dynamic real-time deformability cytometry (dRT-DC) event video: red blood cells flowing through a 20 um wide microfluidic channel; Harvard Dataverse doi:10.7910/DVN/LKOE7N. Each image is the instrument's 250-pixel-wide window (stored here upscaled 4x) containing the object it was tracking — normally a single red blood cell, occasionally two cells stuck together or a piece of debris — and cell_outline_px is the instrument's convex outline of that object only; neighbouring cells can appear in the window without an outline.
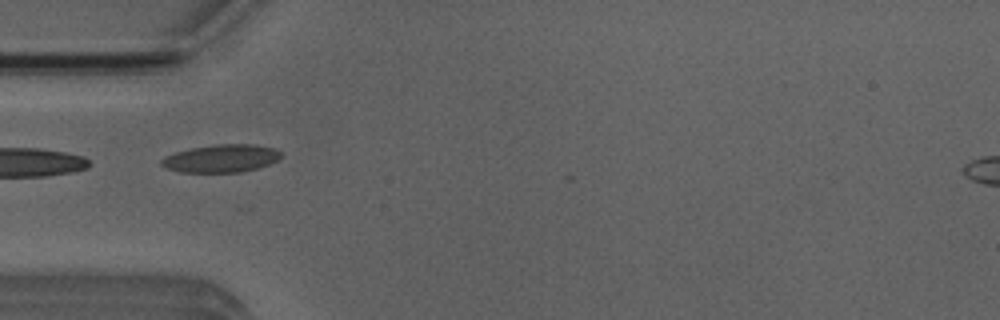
{"species": "Egyptian fruit bat (a non-hibernating species)", "species_latin": "Rousettus aegyptiacus", "temperature_condition": "room temperature", "stored_images_in_passage": 6, "camera_frame_rate_fps": 3000, "um_per_image_px": 0.085, "animal": {"sex": "male"}, "frame": {"image": 1, "passage_image": 4, "time_ms": 4.333, "image_size_px": [1000, 320], "cell_outline_px": [[284, 156], [280, 160], [256, 168], [240, 172], [180, 172], [168, 168], [160, 164], [160, 160], [164, 156], [176, 152], [192, 148], [216, 144], [252, 144], [276, 148]], "centroid_in_image_um": [18.84, 13.46], "position_along_channel_um": 66.2, "area_um2": 19.42}}